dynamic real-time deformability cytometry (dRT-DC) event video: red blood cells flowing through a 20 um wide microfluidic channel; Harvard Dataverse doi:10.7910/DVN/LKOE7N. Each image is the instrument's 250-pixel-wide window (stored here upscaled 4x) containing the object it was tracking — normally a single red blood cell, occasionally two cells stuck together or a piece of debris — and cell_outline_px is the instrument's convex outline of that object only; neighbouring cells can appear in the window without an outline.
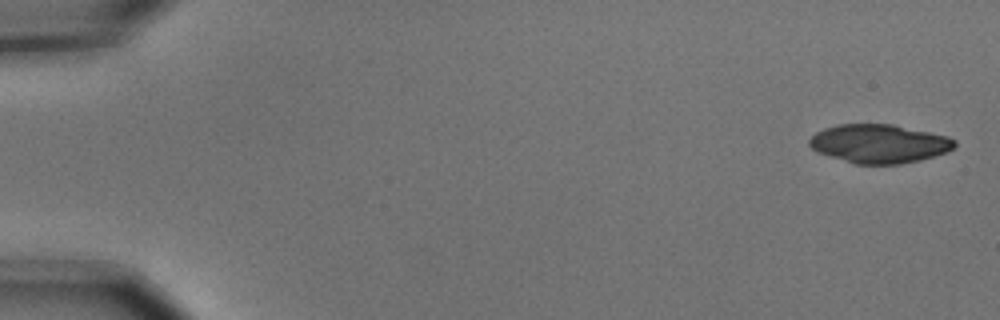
{"species": "common noctule bat (a hibernating species)", "species_latin": "Nyctalus noctula", "temperature_condition": "cold", "stored_images_in_passage": 6, "camera_frame_rate_fps": 3000, "um_per_image_px": 0.085, "animal": {"sex": "male", "body_mass_g": 15.6}, "frame": {"image": 1, "passage_image": 1, "time_ms": 0.0, "image_size_px": [1000, 320], "cell_outline_px": [[956, 144], [948, 152], [920, 160], [900, 164], [856, 164], [816, 152], [808, 144], [808, 140], [816, 132], [824, 128], [836, 124], [892, 124], [948, 136], [956, 140]], "centroid_in_image_um": [74.72, 12.21], "position_along_channel_um": 10.3, "area_um2": 32.83}}
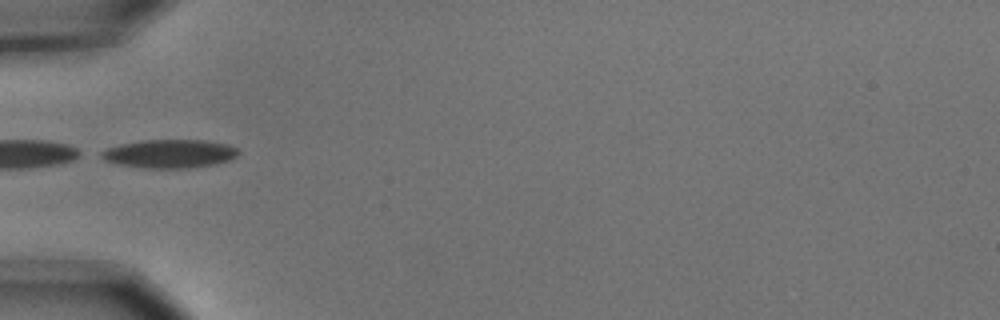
{"frame": {"image": 2, "passage_image": 6, "time_ms": 1.667, "image_size_px": [1000, 320], "cell_outline_px": [[240, 152], [236, 156], [228, 160], [216, 164], [192, 168], [140, 168], [120, 164], [104, 160], [96, 156], [100, 152], [108, 148], [120, 144], [140, 140], [208, 140], [228, 144], [236, 148]], "centroid_in_image_um": [14.39, 13.06], "position_along_channel_um": 70.6, "area_um2": 23.0}}